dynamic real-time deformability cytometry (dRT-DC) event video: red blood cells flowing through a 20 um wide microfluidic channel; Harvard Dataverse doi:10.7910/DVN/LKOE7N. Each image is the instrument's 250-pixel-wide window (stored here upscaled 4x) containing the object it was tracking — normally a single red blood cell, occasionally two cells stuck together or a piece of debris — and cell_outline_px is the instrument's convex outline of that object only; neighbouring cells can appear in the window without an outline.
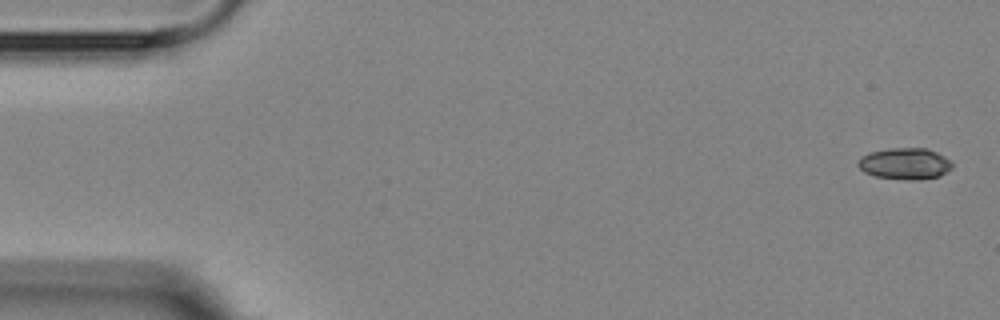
{"species": "Egyptian fruit bat (a non-hibernating species)", "species_latin": "Rousettus aegyptiacus", "temperature_condition": "room temperature", "stored_images_in_passage": 5, "camera_frame_rate_fps": 3000, "um_per_image_px": 0.085, "animal": {"sex": "female"}, "frame": {"image": 1, "passage_image": 1, "time_ms": 0.0, "image_size_px": [1000, 320], "cell_outline_px": [[952, 168], [940, 176], [920, 180], [908, 180], [876, 176], [864, 172], [856, 164], [860, 156], [868, 152], [888, 148], [928, 148], [944, 156], [952, 164]], "centroid_in_image_um": [76.89, 13.9], "position_along_channel_um": 8.1, "area_um2": 17.4}}
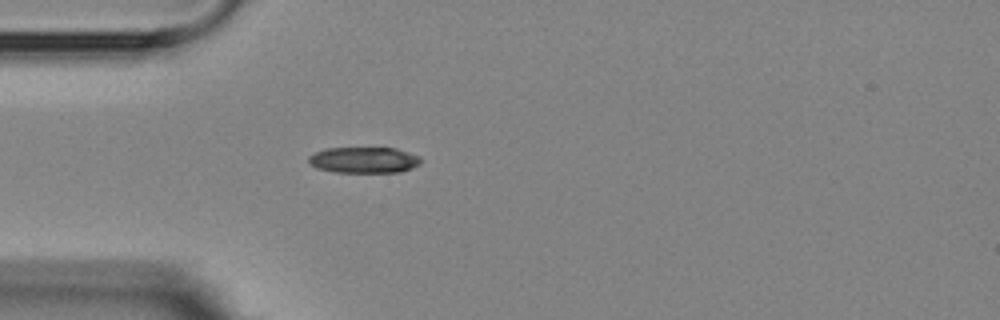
{"frame": {"image": 2, "passage_image": 5, "time_ms": 4.667, "image_size_px": [1000, 320], "cell_outline_px": [[424, 160], [420, 164], [412, 168], [400, 172], [336, 172], [316, 168], [308, 160], [308, 156], [316, 152], [328, 148], [396, 148], [420, 156]], "centroid_in_image_um": [30.99, 13.6], "position_along_channel_um": 54.0, "area_um2": 17.05}}